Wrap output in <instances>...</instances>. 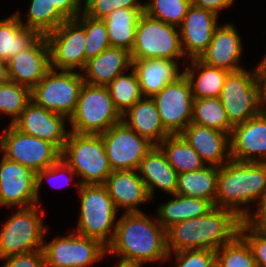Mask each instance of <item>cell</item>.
Wrapping results in <instances>:
<instances>
[{"label":"cell","instance_id":"obj_1","mask_svg":"<svg viewBox=\"0 0 266 267\" xmlns=\"http://www.w3.org/2000/svg\"><path fill=\"white\" fill-rule=\"evenodd\" d=\"M241 222L231 210L214 206L204 215L175 223L166 229L168 256L182 250L216 251L239 234Z\"/></svg>","mask_w":266,"mask_h":267},{"label":"cell","instance_id":"obj_2","mask_svg":"<svg viewBox=\"0 0 266 267\" xmlns=\"http://www.w3.org/2000/svg\"><path fill=\"white\" fill-rule=\"evenodd\" d=\"M154 220L144 212H125L116 222L115 235L106 254L145 263L169 259L166 230Z\"/></svg>","mask_w":266,"mask_h":267},{"label":"cell","instance_id":"obj_3","mask_svg":"<svg viewBox=\"0 0 266 267\" xmlns=\"http://www.w3.org/2000/svg\"><path fill=\"white\" fill-rule=\"evenodd\" d=\"M265 194L266 163L231 159L219 167L216 207L231 210L244 220L251 214L248 205L258 203Z\"/></svg>","mask_w":266,"mask_h":267},{"label":"cell","instance_id":"obj_4","mask_svg":"<svg viewBox=\"0 0 266 267\" xmlns=\"http://www.w3.org/2000/svg\"><path fill=\"white\" fill-rule=\"evenodd\" d=\"M76 184L81 206L75 233L97 239L107 247L114 238L117 224L113 200L104 184L81 185L80 181Z\"/></svg>","mask_w":266,"mask_h":267},{"label":"cell","instance_id":"obj_5","mask_svg":"<svg viewBox=\"0 0 266 267\" xmlns=\"http://www.w3.org/2000/svg\"><path fill=\"white\" fill-rule=\"evenodd\" d=\"M61 158L82 177L81 185L104 184L112 172L101 135L70 132Z\"/></svg>","mask_w":266,"mask_h":267},{"label":"cell","instance_id":"obj_6","mask_svg":"<svg viewBox=\"0 0 266 267\" xmlns=\"http://www.w3.org/2000/svg\"><path fill=\"white\" fill-rule=\"evenodd\" d=\"M107 86H93L84 83L73 114L68 121L70 132L100 135L122 121Z\"/></svg>","mask_w":266,"mask_h":267},{"label":"cell","instance_id":"obj_7","mask_svg":"<svg viewBox=\"0 0 266 267\" xmlns=\"http://www.w3.org/2000/svg\"><path fill=\"white\" fill-rule=\"evenodd\" d=\"M219 98L233 126L266 111L265 106L262 108L257 67L251 72L247 69L229 72Z\"/></svg>","mask_w":266,"mask_h":267},{"label":"cell","instance_id":"obj_8","mask_svg":"<svg viewBox=\"0 0 266 267\" xmlns=\"http://www.w3.org/2000/svg\"><path fill=\"white\" fill-rule=\"evenodd\" d=\"M178 28L143 13L138 20L135 44L130 52L132 61L154 58L176 61L182 58L184 52Z\"/></svg>","mask_w":266,"mask_h":267},{"label":"cell","instance_id":"obj_9","mask_svg":"<svg viewBox=\"0 0 266 267\" xmlns=\"http://www.w3.org/2000/svg\"><path fill=\"white\" fill-rule=\"evenodd\" d=\"M39 206L18 208L0 231V260L9 256L43 248L47 228L43 225Z\"/></svg>","mask_w":266,"mask_h":267},{"label":"cell","instance_id":"obj_10","mask_svg":"<svg viewBox=\"0 0 266 267\" xmlns=\"http://www.w3.org/2000/svg\"><path fill=\"white\" fill-rule=\"evenodd\" d=\"M83 85V73L50 69L31 90V100L38 106L69 119L76 108Z\"/></svg>","mask_w":266,"mask_h":267},{"label":"cell","instance_id":"obj_11","mask_svg":"<svg viewBox=\"0 0 266 267\" xmlns=\"http://www.w3.org/2000/svg\"><path fill=\"white\" fill-rule=\"evenodd\" d=\"M0 151L4 157L34 172L50 167L61 157V151L53 143L24 134L12 124L0 137Z\"/></svg>","mask_w":266,"mask_h":267},{"label":"cell","instance_id":"obj_12","mask_svg":"<svg viewBox=\"0 0 266 267\" xmlns=\"http://www.w3.org/2000/svg\"><path fill=\"white\" fill-rule=\"evenodd\" d=\"M45 267H87L106 256L99 240L72 233L43 244Z\"/></svg>","mask_w":266,"mask_h":267},{"label":"cell","instance_id":"obj_13","mask_svg":"<svg viewBox=\"0 0 266 267\" xmlns=\"http://www.w3.org/2000/svg\"><path fill=\"white\" fill-rule=\"evenodd\" d=\"M152 98L161 122L170 134H180L191 123L194 97L184 73Z\"/></svg>","mask_w":266,"mask_h":267},{"label":"cell","instance_id":"obj_14","mask_svg":"<svg viewBox=\"0 0 266 267\" xmlns=\"http://www.w3.org/2000/svg\"><path fill=\"white\" fill-rule=\"evenodd\" d=\"M50 67L54 70H84L87 64L84 44L85 28L76 20L69 19L46 36Z\"/></svg>","mask_w":266,"mask_h":267},{"label":"cell","instance_id":"obj_15","mask_svg":"<svg viewBox=\"0 0 266 267\" xmlns=\"http://www.w3.org/2000/svg\"><path fill=\"white\" fill-rule=\"evenodd\" d=\"M111 170H138L141 160L153 147L146 138L129 128L123 121L100 134Z\"/></svg>","mask_w":266,"mask_h":267},{"label":"cell","instance_id":"obj_16","mask_svg":"<svg viewBox=\"0 0 266 267\" xmlns=\"http://www.w3.org/2000/svg\"><path fill=\"white\" fill-rule=\"evenodd\" d=\"M38 203L36 172L3 156L0 162V206L26 208Z\"/></svg>","mask_w":266,"mask_h":267},{"label":"cell","instance_id":"obj_17","mask_svg":"<svg viewBox=\"0 0 266 267\" xmlns=\"http://www.w3.org/2000/svg\"><path fill=\"white\" fill-rule=\"evenodd\" d=\"M66 118L62 114L38 106L31 100L13 123V126L24 134L53 143L62 151L70 133L65 129L64 119Z\"/></svg>","mask_w":266,"mask_h":267},{"label":"cell","instance_id":"obj_18","mask_svg":"<svg viewBox=\"0 0 266 267\" xmlns=\"http://www.w3.org/2000/svg\"><path fill=\"white\" fill-rule=\"evenodd\" d=\"M230 154L237 161L266 163V111L234 125Z\"/></svg>","mask_w":266,"mask_h":267},{"label":"cell","instance_id":"obj_19","mask_svg":"<svg viewBox=\"0 0 266 267\" xmlns=\"http://www.w3.org/2000/svg\"><path fill=\"white\" fill-rule=\"evenodd\" d=\"M10 81L32 90L51 69L46 36L8 60Z\"/></svg>","mask_w":266,"mask_h":267},{"label":"cell","instance_id":"obj_20","mask_svg":"<svg viewBox=\"0 0 266 267\" xmlns=\"http://www.w3.org/2000/svg\"><path fill=\"white\" fill-rule=\"evenodd\" d=\"M219 15L194 6L189 7L182 24L179 26L181 46L184 56L199 58L210 44L214 31L218 27Z\"/></svg>","mask_w":266,"mask_h":267},{"label":"cell","instance_id":"obj_21","mask_svg":"<svg viewBox=\"0 0 266 267\" xmlns=\"http://www.w3.org/2000/svg\"><path fill=\"white\" fill-rule=\"evenodd\" d=\"M234 27L232 24L219 25L214 31L210 44L198 59L207 65L228 72L245 69L238 65L243 45L236 27Z\"/></svg>","mask_w":266,"mask_h":267},{"label":"cell","instance_id":"obj_22","mask_svg":"<svg viewBox=\"0 0 266 267\" xmlns=\"http://www.w3.org/2000/svg\"><path fill=\"white\" fill-rule=\"evenodd\" d=\"M180 134L206 165L220 167L231 160L229 134L194 123H190Z\"/></svg>","mask_w":266,"mask_h":267},{"label":"cell","instance_id":"obj_23","mask_svg":"<svg viewBox=\"0 0 266 267\" xmlns=\"http://www.w3.org/2000/svg\"><path fill=\"white\" fill-rule=\"evenodd\" d=\"M117 210L121 207L126 213L143 212L138 208L150 200L144 181L138 170L112 171L104 183Z\"/></svg>","mask_w":266,"mask_h":267},{"label":"cell","instance_id":"obj_24","mask_svg":"<svg viewBox=\"0 0 266 267\" xmlns=\"http://www.w3.org/2000/svg\"><path fill=\"white\" fill-rule=\"evenodd\" d=\"M132 68L130 52L124 48L108 47L96 57L87 61L83 79L93 86H107L118 75ZM86 71V72H85Z\"/></svg>","mask_w":266,"mask_h":267},{"label":"cell","instance_id":"obj_25","mask_svg":"<svg viewBox=\"0 0 266 267\" xmlns=\"http://www.w3.org/2000/svg\"><path fill=\"white\" fill-rule=\"evenodd\" d=\"M138 172L142 174L140 177L144 181L150 199L154 197L156 187L172 196L176 194L178 173L169 164L166 154L159 145H153L146 153Z\"/></svg>","mask_w":266,"mask_h":267},{"label":"cell","instance_id":"obj_26","mask_svg":"<svg viewBox=\"0 0 266 267\" xmlns=\"http://www.w3.org/2000/svg\"><path fill=\"white\" fill-rule=\"evenodd\" d=\"M122 116V121L129 128L153 145H159L170 135L161 122L152 97H142Z\"/></svg>","mask_w":266,"mask_h":267},{"label":"cell","instance_id":"obj_27","mask_svg":"<svg viewBox=\"0 0 266 267\" xmlns=\"http://www.w3.org/2000/svg\"><path fill=\"white\" fill-rule=\"evenodd\" d=\"M132 68L136 72L143 97L154 96L183 74L178 69L177 61L159 58L132 61Z\"/></svg>","mask_w":266,"mask_h":267},{"label":"cell","instance_id":"obj_28","mask_svg":"<svg viewBox=\"0 0 266 267\" xmlns=\"http://www.w3.org/2000/svg\"><path fill=\"white\" fill-rule=\"evenodd\" d=\"M19 12L0 20V61L8 62L31 47L41 35L21 23Z\"/></svg>","mask_w":266,"mask_h":267},{"label":"cell","instance_id":"obj_29","mask_svg":"<svg viewBox=\"0 0 266 267\" xmlns=\"http://www.w3.org/2000/svg\"><path fill=\"white\" fill-rule=\"evenodd\" d=\"M143 13L144 8H120L103 19L111 47L131 52L135 44L137 23Z\"/></svg>","mask_w":266,"mask_h":267},{"label":"cell","instance_id":"obj_30","mask_svg":"<svg viewBox=\"0 0 266 267\" xmlns=\"http://www.w3.org/2000/svg\"><path fill=\"white\" fill-rule=\"evenodd\" d=\"M185 69L183 73L190 82L194 99L220 97L228 71L207 65L198 58L191 59L190 67ZM195 72L198 74L197 79Z\"/></svg>","mask_w":266,"mask_h":267},{"label":"cell","instance_id":"obj_31","mask_svg":"<svg viewBox=\"0 0 266 267\" xmlns=\"http://www.w3.org/2000/svg\"><path fill=\"white\" fill-rule=\"evenodd\" d=\"M173 199L158 207L157 222L166 230L175 223L206 214L214 205L196 197L173 195Z\"/></svg>","mask_w":266,"mask_h":267},{"label":"cell","instance_id":"obj_32","mask_svg":"<svg viewBox=\"0 0 266 267\" xmlns=\"http://www.w3.org/2000/svg\"><path fill=\"white\" fill-rule=\"evenodd\" d=\"M219 167L206 165L197 171L178 174L176 194L210 201L215 206Z\"/></svg>","mask_w":266,"mask_h":267},{"label":"cell","instance_id":"obj_33","mask_svg":"<svg viewBox=\"0 0 266 267\" xmlns=\"http://www.w3.org/2000/svg\"><path fill=\"white\" fill-rule=\"evenodd\" d=\"M159 146L178 174L197 171L206 164L181 134H170Z\"/></svg>","mask_w":266,"mask_h":267},{"label":"cell","instance_id":"obj_34","mask_svg":"<svg viewBox=\"0 0 266 267\" xmlns=\"http://www.w3.org/2000/svg\"><path fill=\"white\" fill-rule=\"evenodd\" d=\"M191 123L231 134L233 125L227 118L220 98L194 99Z\"/></svg>","mask_w":266,"mask_h":267},{"label":"cell","instance_id":"obj_35","mask_svg":"<svg viewBox=\"0 0 266 267\" xmlns=\"http://www.w3.org/2000/svg\"><path fill=\"white\" fill-rule=\"evenodd\" d=\"M27 20L21 23L29 29L47 36L68 19L48 0H31Z\"/></svg>","mask_w":266,"mask_h":267},{"label":"cell","instance_id":"obj_36","mask_svg":"<svg viewBox=\"0 0 266 267\" xmlns=\"http://www.w3.org/2000/svg\"><path fill=\"white\" fill-rule=\"evenodd\" d=\"M130 72L128 75H118L107 85L111 99L121 115L143 97L136 72L133 68Z\"/></svg>","mask_w":266,"mask_h":267},{"label":"cell","instance_id":"obj_37","mask_svg":"<svg viewBox=\"0 0 266 267\" xmlns=\"http://www.w3.org/2000/svg\"><path fill=\"white\" fill-rule=\"evenodd\" d=\"M192 0H150L144 3V13L156 20L179 27Z\"/></svg>","mask_w":266,"mask_h":267},{"label":"cell","instance_id":"obj_38","mask_svg":"<svg viewBox=\"0 0 266 267\" xmlns=\"http://www.w3.org/2000/svg\"><path fill=\"white\" fill-rule=\"evenodd\" d=\"M76 20L86 31L84 51L87 61L110 47L107 27L104 20L89 17L84 12H82Z\"/></svg>","mask_w":266,"mask_h":267},{"label":"cell","instance_id":"obj_39","mask_svg":"<svg viewBox=\"0 0 266 267\" xmlns=\"http://www.w3.org/2000/svg\"><path fill=\"white\" fill-rule=\"evenodd\" d=\"M215 253V267H256L249 245L239 234Z\"/></svg>","mask_w":266,"mask_h":267},{"label":"cell","instance_id":"obj_40","mask_svg":"<svg viewBox=\"0 0 266 267\" xmlns=\"http://www.w3.org/2000/svg\"><path fill=\"white\" fill-rule=\"evenodd\" d=\"M30 101L29 88L13 81L0 85V112L11 116L12 125Z\"/></svg>","mask_w":266,"mask_h":267},{"label":"cell","instance_id":"obj_41","mask_svg":"<svg viewBox=\"0 0 266 267\" xmlns=\"http://www.w3.org/2000/svg\"><path fill=\"white\" fill-rule=\"evenodd\" d=\"M83 12L95 19H104L120 8H144L140 0H85Z\"/></svg>","mask_w":266,"mask_h":267},{"label":"cell","instance_id":"obj_42","mask_svg":"<svg viewBox=\"0 0 266 267\" xmlns=\"http://www.w3.org/2000/svg\"><path fill=\"white\" fill-rule=\"evenodd\" d=\"M239 235L249 245L256 267H266V234L256 231L242 220Z\"/></svg>","mask_w":266,"mask_h":267},{"label":"cell","instance_id":"obj_43","mask_svg":"<svg viewBox=\"0 0 266 267\" xmlns=\"http://www.w3.org/2000/svg\"><path fill=\"white\" fill-rule=\"evenodd\" d=\"M176 255V267H215L216 253L211 249L182 250Z\"/></svg>","mask_w":266,"mask_h":267},{"label":"cell","instance_id":"obj_44","mask_svg":"<svg viewBox=\"0 0 266 267\" xmlns=\"http://www.w3.org/2000/svg\"><path fill=\"white\" fill-rule=\"evenodd\" d=\"M1 260H5L3 267H45L43 249L9 256Z\"/></svg>","mask_w":266,"mask_h":267},{"label":"cell","instance_id":"obj_45","mask_svg":"<svg viewBox=\"0 0 266 267\" xmlns=\"http://www.w3.org/2000/svg\"><path fill=\"white\" fill-rule=\"evenodd\" d=\"M68 173L70 176H68L69 180H72L73 175L75 176V172L71 169V167L60 157L55 163H53L50 167L45 168L43 170L36 172V195H37V201L39 200V189L41 187V183L44 181V179H52L57 178L61 176L60 173ZM49 180V179H48ZM68 180V181H69ZM52 181V180H51ZM55 181V180H54ZM60 188V186H59Z\"/></svg>","mask_w":266,"mask_h":267},{"label":"cell","instance_id":"obj_46","mask_svg":"<svg viewBox=\"0 0 266 267\" xmlns=\"http://www.w3.org/2000/svg\"><path fill=\"white\" fill-rule=\"evenodd\" d=\"M257 210L248 215L244 221L256 231L266 234V194L258 201Z\"/></svg>","mask_w":266,"mask_h":267},{"label":"cell","instance_id":"obj_47","mask_svg":"<svg viewBox=\"0 0 266 267\" xmlns=\"http://www.w3.org/2000/svg\"><path fill=\"white\" fill-rule=\"evenodd\" d=\"M69 20L76 19L82 12V0H48ZM82 7V8H81Z\"/></svg>","mask_w":266,"mask_h":267},{"label":"cell","instance_id":"obj_48","mask_svg":"<svg viewBox=\"0 0 266 267\" xmlns=\"http://www.w3.org/2000/svg\"><path fill=\"white\" fill-rule=\"evenodd\" d=\"M233 2L234 0H192L194 6L209 10L216 15L220 10L231 6Z\"/></svg>","mask_w":266,"mask_h":267},{"label":"cell","instance_id":"obj_49","mask_svg":"<svg viewBox=\"0 0 266 267\" xmlns=\"http://www.w3.org/2000/svg\"><path fill=\"white\" fill-rule=\"evenodd\" d=\"M257 73L259 79V85L261 87L262 104L266 106V70L260 65H257Z\"/></svg>","mask_w":266,"mask_h":267},{"label":"cell","instance_id":"obj_50","mask_svg":"<svg viewBox=\"0 0 266 267\" xmlns=\"http://www.w3.org/2000/svg\"><path fill=\"white\" fill-rule=\"evenodd\" d=\"M10 81L8 63L0 61V85Z\"/></svg>","mask_w":266,"mask_h":267},{"label":"cell","instance_id":"obj_51","mask_svg":"<svg viewBox=\"0 0 266 267\" xmlns=\"http://www.w3.org/2000/svg\"><path fill=\"white\" fill-rule=\"evenodd\" d=\"M142 263L144 264L145 262L120 258L118 267H142Z\"/></svg>","mask_w":266,"mask_h":267},{"label":"cell","instance_id":"obj_52","mask_svg":"<svg viewBox=\"0 0 266 267\" xmlns=\"http://www.w3.org/2000/svg\"><path fill=\"white\" fill-rule=\"evenodd\" d=\"M259 65L266 70V55L263 57V59L260 61Z\"/></svg>","mask_w":266,"mask_h":267}]
</instances>
